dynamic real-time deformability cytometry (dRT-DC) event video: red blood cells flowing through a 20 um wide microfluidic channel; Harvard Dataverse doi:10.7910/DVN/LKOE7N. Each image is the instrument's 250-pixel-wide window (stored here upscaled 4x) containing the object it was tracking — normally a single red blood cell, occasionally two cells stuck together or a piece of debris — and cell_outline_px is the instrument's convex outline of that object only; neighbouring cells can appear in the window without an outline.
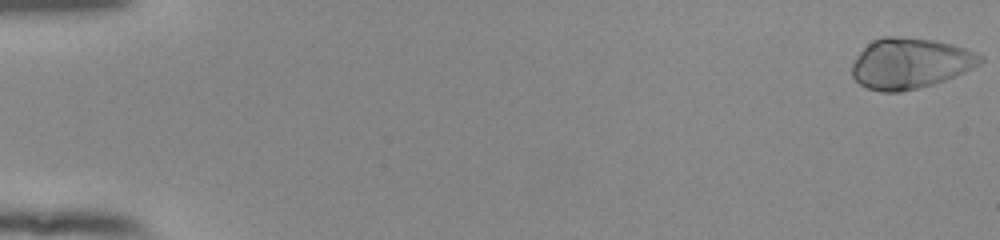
{"species": "human", "species_latin": "Homo sapiens", "temperature_condition": "room temperature", "stored_images_in_passage": 55, "camera_frame_rate_fps": 3000, "um_per_image_px": 0.085, "donor": {"sex": "female"}, "frame": {"image": 1, "passage_image": 1, "time_ms": 0.0, "image_size_px": [1000, 240], "cell_outline_px": [[984, 60], [980, 64], [956, 76], [932, 84], [900, 92], [880, 92], [868, 88], [860, 84], [852, 76], [852, 64], [856, 56], [872, 40], [884, 36], [892, 36], [932, 40], [952, 44], [976, 52], [984, 56]], "centroid_in_image_um": [77.36, 5.38], "position_along_channel_um": 7.6, "area_um2": 37.69}}
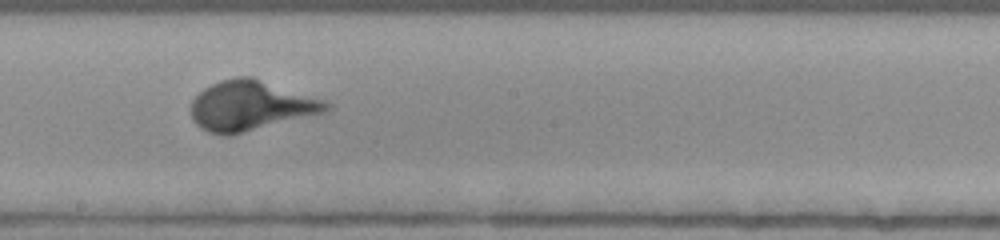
{"frame": {"image": 2, "passage_image": 32, "time_ms": 10.333, "image_size_px": [1000, 240], "cell_outline_px": [[332, 108], [328, 112], [316, 116], [228, 136], [224, 136], [208, 132], [200, 128], [192, 120], [192, 100], [204, 88], [220, 80], [236, 76], [252, 76], [324, 100], [332, 104]], "centroid_in_image_um": [21.37, 9.0], "position_along_channel_um": 226.8, "area_um2": 39.94}}
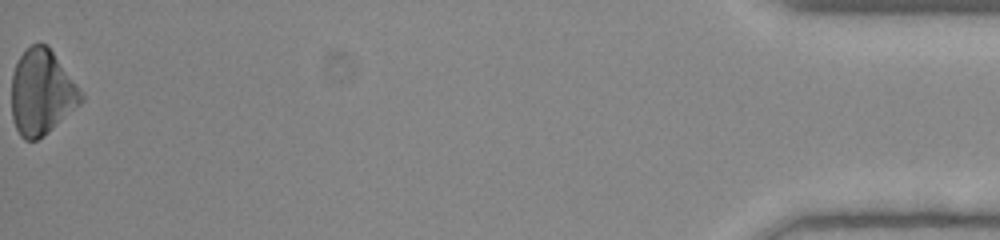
{"frame": {"image": 3, "passage_image": 55, "time_ms": 18.0, "image_size_px": [1000, 240], "cell_outline_px": [[84, 100], [80, 104], [48, 132], [36, 140], [24, 140], [20, 136], [12, 120], [12, 72], [20, 56], [32, 44], [48, 44], [76, 84], [84, 96]], "centroid_in_image_um": [3.53, 7.85], "position_along_channel_um": 431.7, "area_um2": 34.28}}